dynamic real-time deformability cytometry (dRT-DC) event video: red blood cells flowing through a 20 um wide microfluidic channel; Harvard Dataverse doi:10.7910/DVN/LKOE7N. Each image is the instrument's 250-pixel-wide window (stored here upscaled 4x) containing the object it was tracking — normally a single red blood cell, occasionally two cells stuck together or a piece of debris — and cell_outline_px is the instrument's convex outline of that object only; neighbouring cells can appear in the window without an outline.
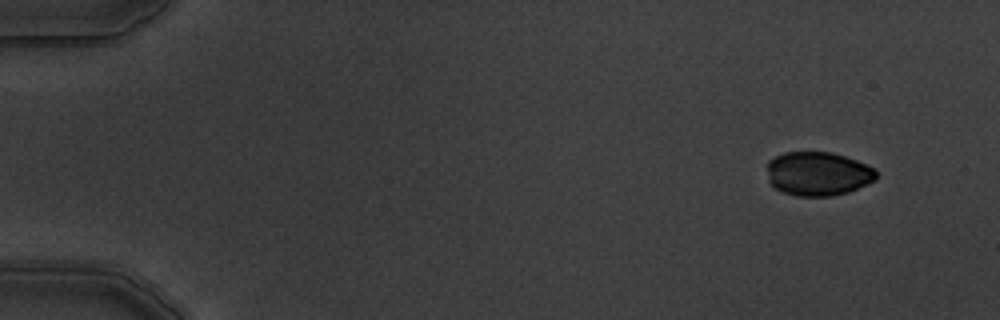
{"species": "common noctule bat (a hibernating species)", "species_latin": "Nyctalus noctula", "temperature_condition": "warm", "stored_images_in_passage": 5, "camera_frame_rate_fps": 3000, "um_per_image_px": 0.085, "animal": {"sex": "male", "body_mass_g": 19.5, "forearm_length_mm": 54.6}, "frame": {"image": 1, "passage_image": 1, "time_ms": 0.0, "image_size_px": [1000, 320], "cell_outline_px": [[876, 180], [848, 192], [832, 196], [796, 196], [784, 192], [776, 188], [768, 180], [768, 160], [784, 152], [828, 152], [844, 156], [868, 164], [876, 172]], "centroid_in_image_um": [69.52, 14.77], "position_along_channel_um": 15.5, "area_um2": 27.86}}
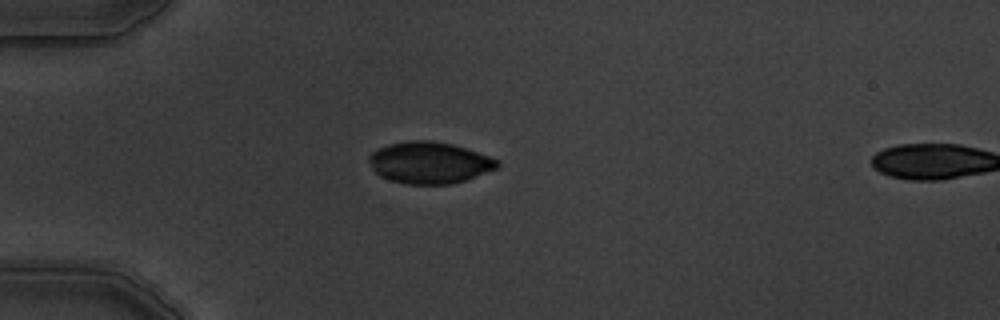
{"frame": {"image": 2, "passage_image": 4, "time_ms": 3.667, "image_size_px": [1000, 320], "cell_outline_px": [[500, 164], [496, 168], [464, 180], [448, 184], [408, 184], [392, 180], [380, 176], [372, 168], [368, 160], [368, 156], [376, 148], [388, 144], [408, 140], [432, 140], [452, 144], [500, 160]], "centroid_in_image_um": [36.45, 13.81], "position_along_channel_um": 48.5, "area_um2": 30.92}}